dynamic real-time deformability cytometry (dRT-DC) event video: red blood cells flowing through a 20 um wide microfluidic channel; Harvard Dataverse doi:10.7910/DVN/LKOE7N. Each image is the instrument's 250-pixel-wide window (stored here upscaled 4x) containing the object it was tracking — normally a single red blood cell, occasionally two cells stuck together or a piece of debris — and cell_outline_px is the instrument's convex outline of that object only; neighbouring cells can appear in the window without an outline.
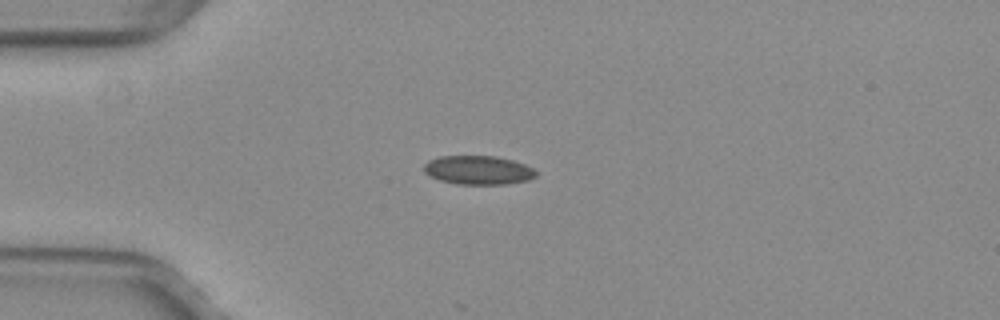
{"species": "common noctule bat (a hibernating species)", "species_latin": "Nyctalus noctula", "temperature_condition": "warm", "stored_images_in_passage": 11, "camera_frame_rate_fps": 3000, "um_per_image_px": 0.085, "animal": {"sex": "female", "body_mass_g": 29.2, "forearm_length_mm": 56.3}, "frame": {"image": 1, "passage_image": 1, "time_ms": 0.0, "image_size_px": [1000, 320], "cell_outline_px": [[536, 176], [528, 180], [504, 184], [456, 184], [440, 180], [424, 172], [424, 164], [428, 160], [440, 156], [496, 156], [512, 160], [524, 164], [532, 168], [536, 172]], "centroid_in_image_um": [40.63, 14.45], "position_along_channel_um": 44.4, "area_um2": 18.73}}
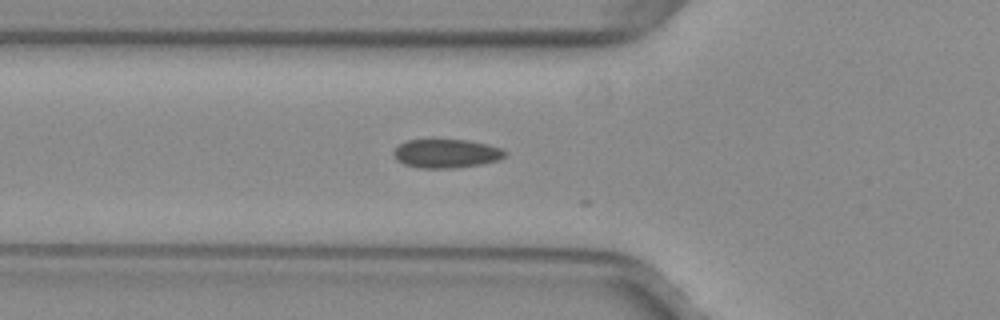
{"frame": {"image": 2, "passage_image": 6, "time_ms": 1.667, "image_size_px": [1000, 320], "cell_outline_px": [[508, 152], [500, 160], [480, 164], [452, 168], [420, 168], [404, 164], [396, 160], [392, 152], [400, 144], [408, 140], [468, 140], [488, 144], [500, 148]], "centroid_in_image_um": [37.94, 13.05], "position_along_channel_um": 87.9, "area_um2": 18.61}}
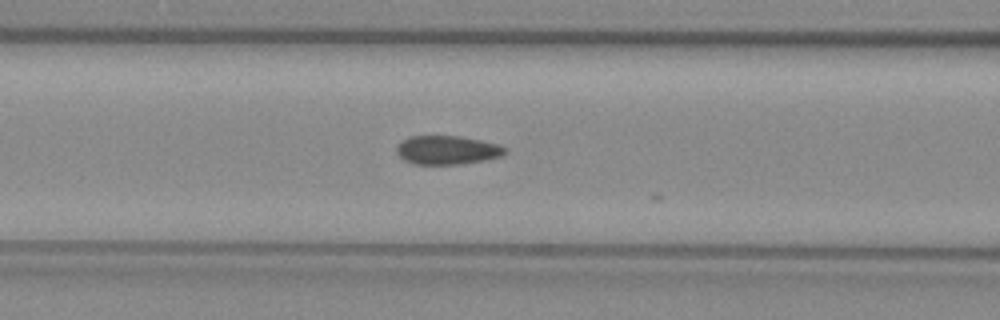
{"frame": {"image": 3, "passage_image": 9, "time_ms": 2.667, "image_size_px": [1000, 320], "cell_outline_px": [[508, 152], [500, 156], [484, 160], [460, 164], [416, 164], [404, 160], [396, 152], [396, 148], [404, 140], [412, 136], [456, 136], [480, 140], [500, 144], [508, 148]], "centroid_in_image_um": [38.06, 12.76], "position_along_channel_um": 128.5, "area_um2": 18.03}}